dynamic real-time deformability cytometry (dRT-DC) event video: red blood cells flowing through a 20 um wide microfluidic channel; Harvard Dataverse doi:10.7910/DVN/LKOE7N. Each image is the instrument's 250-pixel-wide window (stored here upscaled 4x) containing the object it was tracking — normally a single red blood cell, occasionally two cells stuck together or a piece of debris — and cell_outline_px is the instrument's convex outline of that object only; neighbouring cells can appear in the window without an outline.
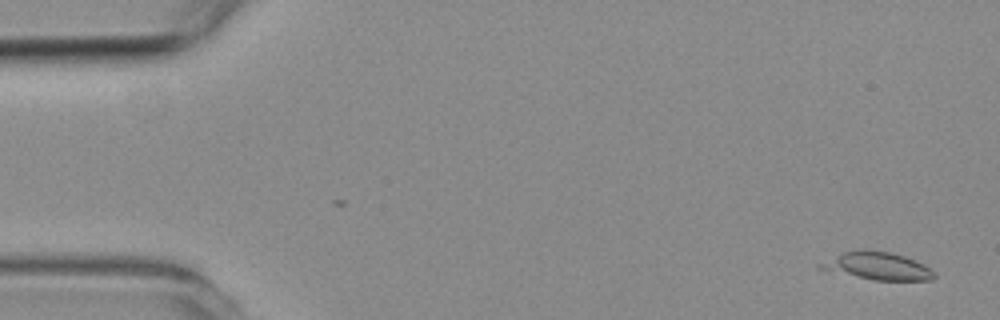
{"species": "common noctule bat (a hibernating species)", "species_latin": "Nyctalus noctula", "temperature_condition": "room temperature", "stored_images_in_passage": 4, "camera_frame_rate_fps": 3000, "um_per_image_px": 0.085, "animal": {"sex": "female", "body_mass_g": 19.3, "forearm_length_mm": 54.1}, "frame": {"image": 1, "passage_image": 1, "time_ms": 0.0, "image_size_px": [1000, 320], "cell_outline_px": [[936, 276], [932, 280], [872, 280], [816, 268], [816, 264], [840, 252], [860, 248], [892, 252], [916, 260], [924, 264], [936, 272]], "centroid_in_image_um": [74.54, 22.59], "position_along_channel_um": 10.5, "area_um2": 18.84}}
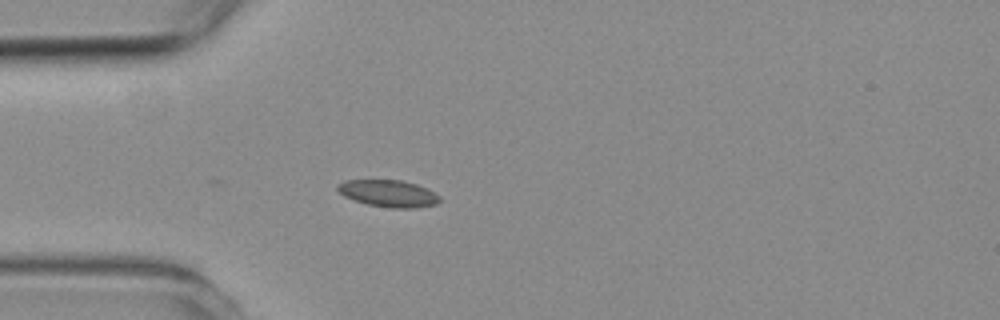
{"frame": {"image": 2, "passage_image": 4, "time_ms": 4.333, "image_size_px": [1000, 320], "cell_outline_px": [[440, 200], [436, 204], [416, 208], [392, 208], [368, 204], [344, 196], [336, 188], [336, 184], [344, 180], [400, 180], [416, 184], [428, 188], [440, 196]], "centroid_in_image_um": [33.03, 16.43], "position_along_channel_um": 52.0, "area_um2": 16.01}}